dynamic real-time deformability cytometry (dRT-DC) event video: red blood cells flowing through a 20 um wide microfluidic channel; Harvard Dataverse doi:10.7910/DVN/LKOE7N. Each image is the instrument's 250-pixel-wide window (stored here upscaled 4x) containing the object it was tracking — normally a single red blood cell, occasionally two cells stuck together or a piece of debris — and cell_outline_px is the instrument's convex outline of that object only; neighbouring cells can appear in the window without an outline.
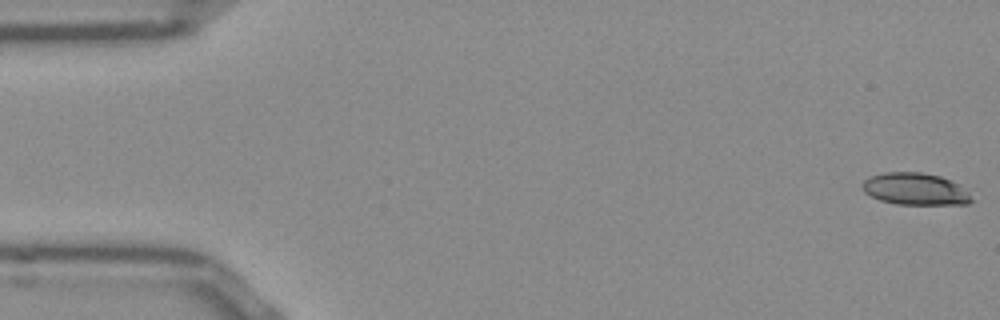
{"species": "Egyptian fruit bat (a non-hibernating species)", "species_latin": "Rousettus aegyptiacus", "temperature_condition": "room temperature", "stored_images_in_passage": 52, "camera_frame_rate_fps": 3000, "um_per_image_px": 0.085, "frame": {"image": 1, "passage_image": 1, "time_ms": 0.0, "image_size_px": [1000, 320], "cell_outline_px": [[972, 200], [968, 204], [896, 204], [880, 200], [864, 192], [864, 180], [872, 176], [884, 172], [920, 172], [940, 176], [960, 184], [968, 192]], "centroid_in_image_um": [77.82, 16.06], "position_along_channel_um": 7.2, "area_um2": 20.17}}
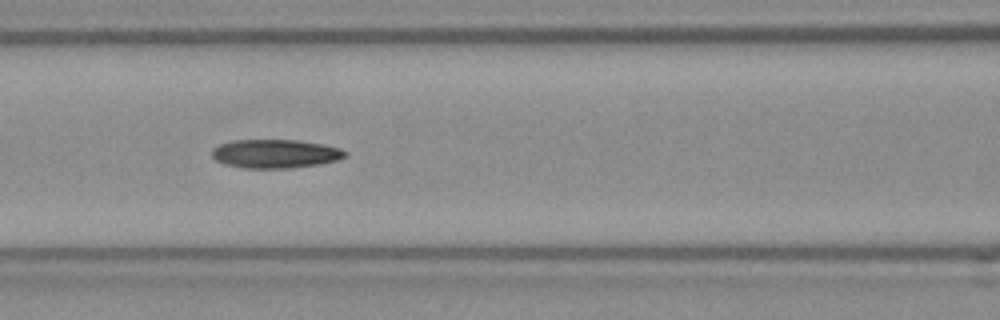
{"frame": {"image": 2, "passage_image": 22, "time_ms": 7.0, "image_size_px": [1000, 320], "cell_outline_px": [[348, 156], [340, 160], [320, 164], [288, 168], [244, 168], [224, 164], [216, 160], [212, 156], [212, 148], [220, 144], [232, 140], [300, 140], [340, 148], [348, 152]], "centroid_in_image_um": [23.42, 13.07], "position_along_channel_um": 143.2, "area_um2": 22.43}}
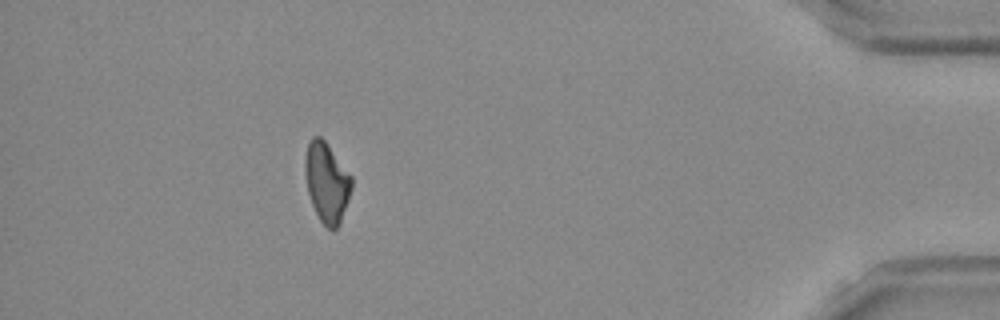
{"frame": {"image": 3, "passage_image": 47, "time_ms": 15.333, "image_size_px": [1000, 320], "cell_outline_px": [[352, 188], [340, 224], [332, 232], [320, 220], [312, 204], [308, 192], [304, 172], [304, 156], [308, 144], [312, 136], [320, 136], [324, 140], [352, 176]], "centroid_in_image_um": [27.76, 15.5], "position_along_channel_um": 407.4, "area_um2": 21.68}, "authors_computed_cell_mechanics": {"area_um2": 21.7906, "velocity_mm_per_s": 3.8623, "shape_relaxation_time_tau1_ms": 9.9592, "shape_relaxation_time_tau2_ms": null, "deformation_change_tau1": 0.2351, "deformation_change_tau2": null}}